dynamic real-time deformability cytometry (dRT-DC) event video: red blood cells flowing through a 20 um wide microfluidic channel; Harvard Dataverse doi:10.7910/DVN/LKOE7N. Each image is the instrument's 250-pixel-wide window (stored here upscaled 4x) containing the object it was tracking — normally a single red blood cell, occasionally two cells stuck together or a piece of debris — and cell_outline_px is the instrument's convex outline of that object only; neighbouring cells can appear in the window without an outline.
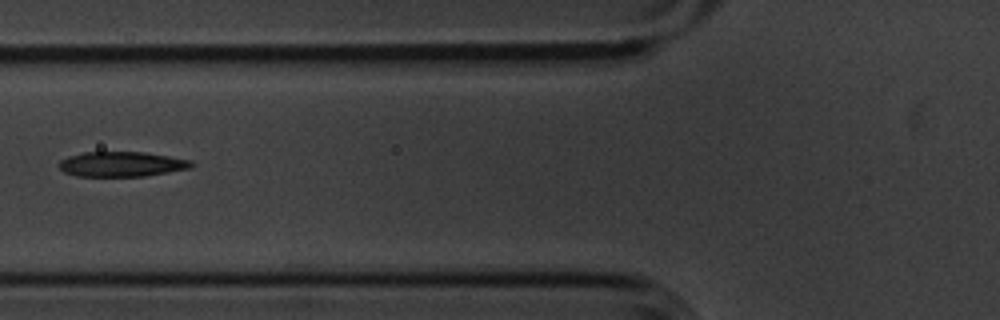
{"species": "common noctule bat (a hibernating species)", "species_latin": "Nyctalus noctula", "temperature_condition": "cold", "stored_images_in_passage": 9, "camera_frame_rate_fps": 3000, "um_per_image_px": 0.085, "animal": {"sex": "male", "body_mass_g": 20.1, "forearm_length_mm": 53.5}, "frame": {"image": 1, "passage_image": 6, "time_ms": 1.667, "image_size_px": [1000, 320], "cell_outline_px": [[196, 164], [192, 168], [144, 176], [76, 176], [64, 172], [56, 164], [60, 160], [68, 156], [84, 152], [144, 152], [192, 160]], "centroid_in_image_um": [10.34, 13.95], "position_along_channel_um": 115.5, "area_um2": 19.42}}
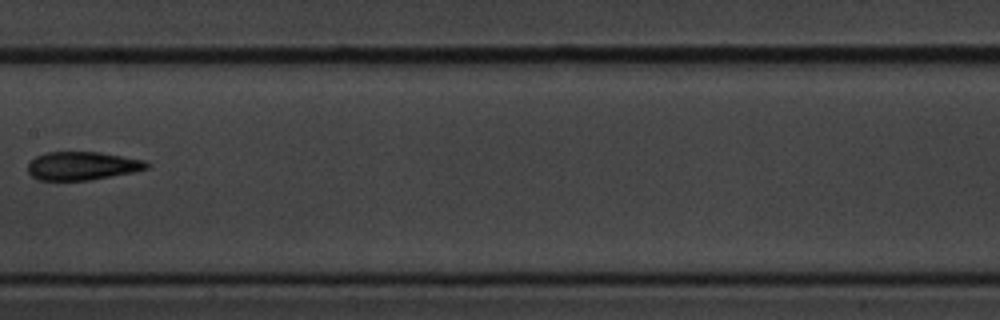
{"frame": {"image": 2, "passage_image": 8, "time_ms": 2.333, "image_size_px": [1000, 320], "cell_outline_px": [[152, 164], [148, 168], [132, 172], [88, 180], [40, 180], [32, 176], [28, 172], [28, 164], [36, 156], [48, 152], [100, 152], [144, 160]], "centroid_in_image_um": [7.0, 14.09], "position_along_channel_um": 200.4, "area_um2": 19.48}}
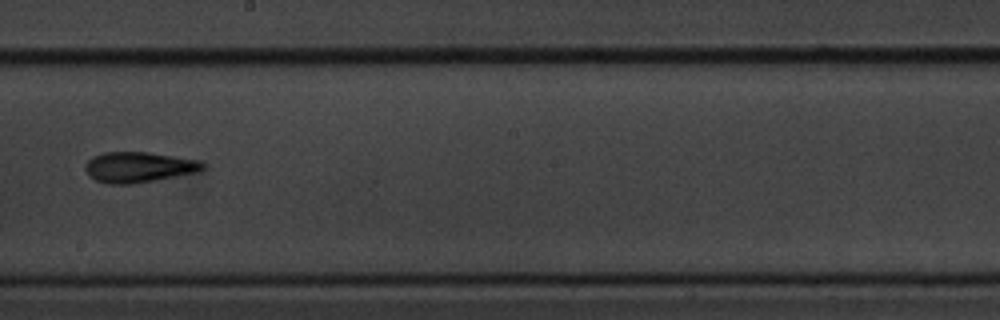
{"frame": {"image": 3, "passage_image": 9, "time_ms": 2.667, "image_size_px": [1000, 320], "cell_outline_px": [[204, 168], [192, 172], [156, 180], [132, 184], [108, 184], [96, 180], [84, 168], [88, 160], [92, 156], [104, 152], [148, 152], [200, 160], [204, 164]], "centroid_in_image_um": [11.75, 14.2], "position_along_channel_um": 236.4, "area_um2": 20.58}}